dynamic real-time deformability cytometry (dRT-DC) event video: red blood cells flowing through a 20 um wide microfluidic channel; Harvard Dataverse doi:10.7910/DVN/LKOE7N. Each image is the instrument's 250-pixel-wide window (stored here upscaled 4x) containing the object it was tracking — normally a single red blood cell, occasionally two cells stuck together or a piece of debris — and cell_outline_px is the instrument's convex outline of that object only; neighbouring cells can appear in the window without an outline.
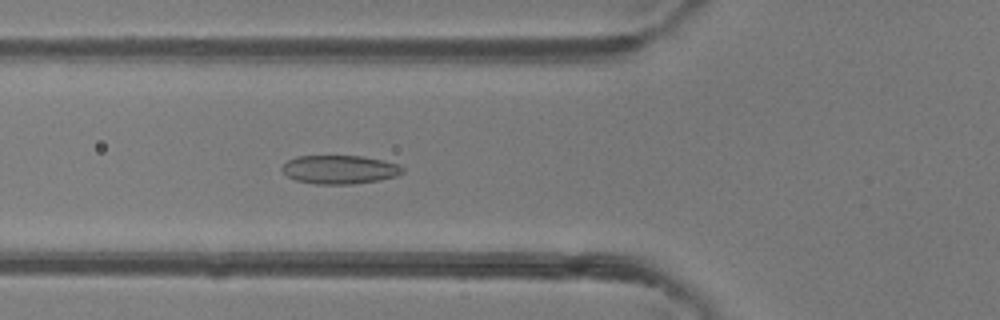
{"species": "common noctule bat (a hibernating species)", "species_latin": "Nyctalus noctula", "temperature_condition": "room temperature", "stored_images_in_passage": 47, "camera_frame_rate_fps": 3000, "um_per_image_px": 0.085, "animal": {"sex": "female"}, "frame": {"image": 1, "passage_image": 17, "time_ms": 5.333, "image_size_px": [1000, 320], "cell_outline_px": [[404, 172], [396, 176], [380, 180], [352, 184], [316, 184], [296, 180], [288, 176], [280, 168], [288, 160], [296, 156], [364, 156], [400, 164], [404, 168]], "centroid_in_image_um": [28.9, 14.41], "position_along_channel_um": 96.9, "area_um2": 20.17}}
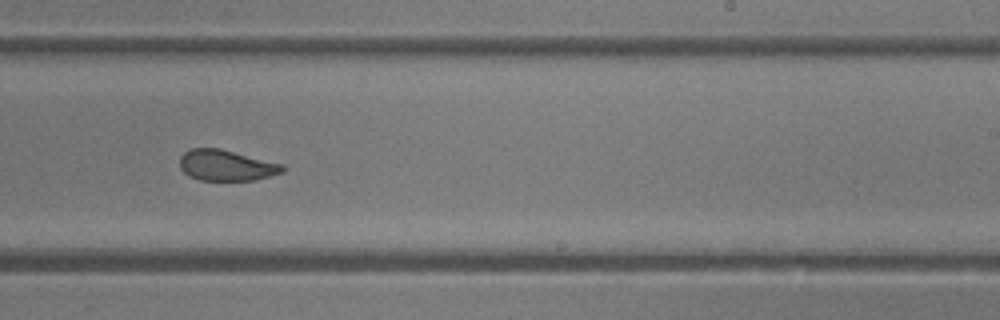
{"frame": {"image": 2, "passage_image": 29, "time_ms": 9.333, "image_size_px": [1000, 320], "cell_outline_px": [[284, 172], [252, 180], [200, 180], [184, 172], [180, 168], [180, 156], [184, 152], [192, 148], [220, 148], [284, 164]], "centroid_in_image_um": [19.24, 14.04], "position_along_channel_um": 269.8, "area_um2": 18.38}}
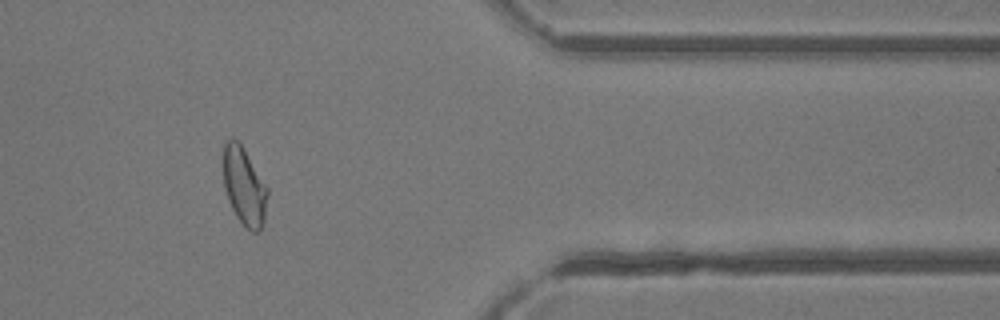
{"frame": {"image": 3, "passage_image": 39, "time_ms": 12.667, "image_size_px": [1000, 320], "cell_outline_px": [[268, 196], [264, 220], [260, 228], [256, 232], [252, 232], [236, 216], [228, 200], [224, 188], [224, 140], [232, 136], [244, 148], [268, 188]], "centroid_in_image_um": [20.76, 15.8], "position_along_channel_um": 390.6, "area_um2": 19.94}, "authors_computed_cell_mechanics": {"area_um2": 20.6924, "velocity_mm_per_s": 4.3146, "shape_relaxation_time_tau1_ms": 4.2935, "shape_relaxation_time_tau2_ms": 1.1149, "deformation_change_tau1": 0.1223, "deformation_change_tau2": 0.0576}}